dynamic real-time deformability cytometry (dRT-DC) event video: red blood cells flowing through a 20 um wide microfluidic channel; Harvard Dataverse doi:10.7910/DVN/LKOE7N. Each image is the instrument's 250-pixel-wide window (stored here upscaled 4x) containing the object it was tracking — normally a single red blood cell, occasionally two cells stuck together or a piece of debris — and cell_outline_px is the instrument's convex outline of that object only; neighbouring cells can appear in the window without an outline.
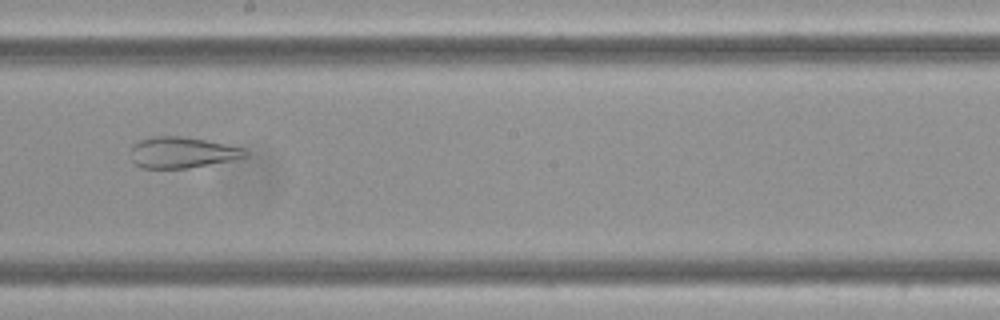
{"species": "Egyptian fruit bat (a non-hibernating species)", "species_latin": "Rousettus aegyptiacus", "temperature_condition": "cold", "stored_images_in_passage": 10, "camera_frame_rate_fps": 3000, "um_per_image_px": 0.085, "frame": {"image": 1, "passage_image": 10, "time_ms": 3.0, "image_size_px": [1000, 320], "cell_outline_px": [[248, 156], [232, 160], [188, 168], [140, 168], [132, 160], [132, 144], [140, 140], [152, 136], [184, 136], [208, 140], [244, 148], [248, 152]], "centroid_in_image_um": [15.49, 12.95], "position_along_channel_um": 232.7, "area_um2": 20.81}}